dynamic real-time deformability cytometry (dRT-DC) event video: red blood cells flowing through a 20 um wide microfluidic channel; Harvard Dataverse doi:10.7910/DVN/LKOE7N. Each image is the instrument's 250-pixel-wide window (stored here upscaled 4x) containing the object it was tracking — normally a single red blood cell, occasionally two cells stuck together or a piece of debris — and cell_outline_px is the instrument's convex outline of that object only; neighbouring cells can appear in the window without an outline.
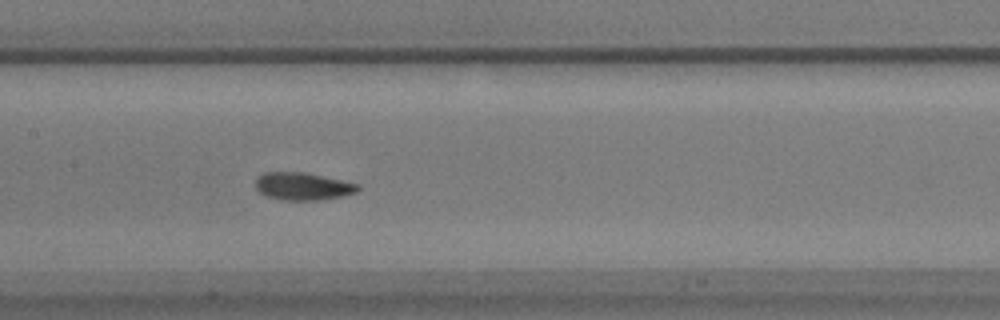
{"species": "common noctule bat (a hibernating species)", "species_latin": "Nyctalus noctula", "temperature_condition": "warm", "stored_images_in_passage": 43, "camera_frame_rate_fps": 3000, "um_per_image_px": 0.085, "animal": {"sex": "male", "body_mass_g": 17.9}, "frame": {"image": 1, "passage_image": 15, "time_ms": 4.667, "image_size_px": [1000, 320], "cell_outline_px": [[360, 188], [356, 192], [340, 196], [316, 200], [280, 200], [264, 196], [256, 188], [256, 180], [264, 172], [304, 172], [360, 184]], "centroid_in_image_um": [25.72, 15.84], "position_along_channel_um": 181.7, "area_um2": 16.36}}
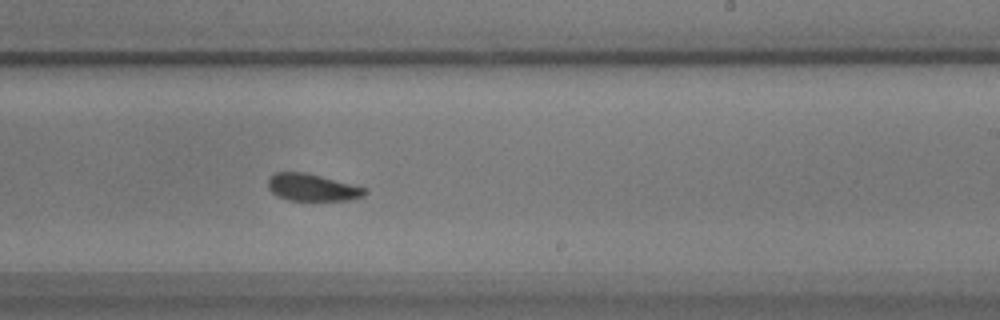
{"frame": {"image": 2, "passage_image": 22, "time_ms": 7.0, "image_size_px": [1000, 320], "cell_outline_px": [[368, 192], [364, 196], [348, 200], [288, 200], [276, 196], [268, 188], [268, 180], [276, 172], [304, 172], [368, 188]], "centroid_in_image_um": [26.56, 15.94], "position_along_channel_um": 262.4, "area_um2": 15.26}}
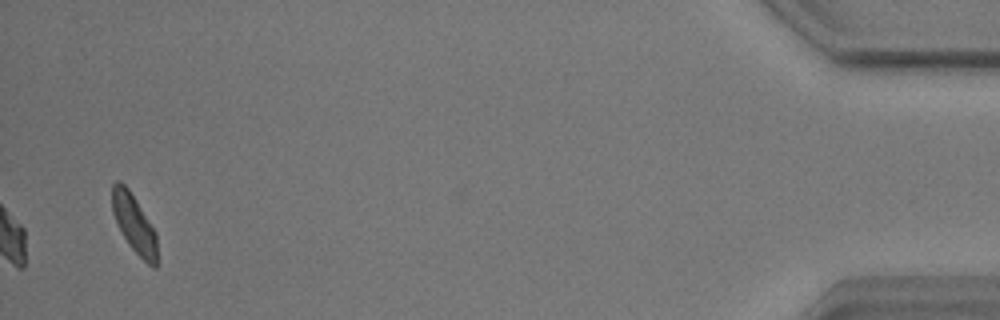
{"frame": {"image": 3, "passage_image": 43, "time_ms": 14.0, "image_size_px": [1000, 320], "cell_outline_px": [[156, 268], [152, 268], [128, 244], [112, 212], [112, 184], [116, 180], [120, 180], [128, 188], [136, 200], [156, 232]], "centroid_in_image_um": [11.39, 18.98], "position_along_channel_um": 423.8, "area_um2": 14.97}, "authors_computed_cell_mechanics": {"area_um2": 16.5308, "velocity_mm_per_s": 3.4693, "shape_relaxation_time_tau1_ms": 3.1105, "shape_relaxation_time_tau2_ms": 1.6642, "deformation_change_tau1": 0.0883, "deformation_change_tau2": 0.0528}}